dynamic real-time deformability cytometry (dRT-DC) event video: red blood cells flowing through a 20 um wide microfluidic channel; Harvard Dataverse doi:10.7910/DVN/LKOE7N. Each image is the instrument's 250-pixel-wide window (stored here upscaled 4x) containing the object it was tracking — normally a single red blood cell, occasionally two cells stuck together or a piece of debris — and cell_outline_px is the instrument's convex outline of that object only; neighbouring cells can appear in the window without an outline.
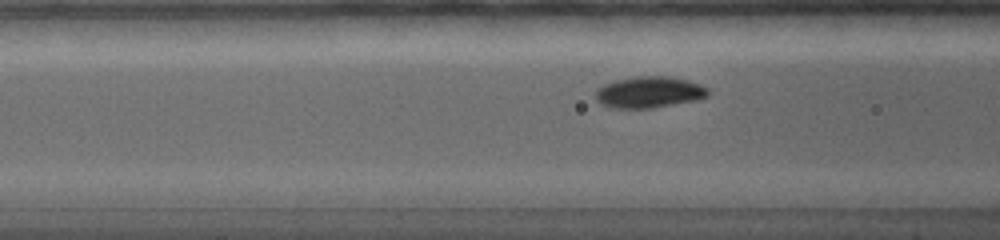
{"species": "common noctule bat (a hibernating species)", "species_latin": "Nyctalus noctula", "temperature_condition": "warm", "stored_images_in_passage": 29, "camera_frame_rate_fps": 5000, "um_per_image_px": 0.085, "animal": {"sex": "female", "body_mass_g": 19.0, "forearm_length_mm": 56.7}, "frame": {"image": 1, "passage_image": 9, "time_ms": 3.4, "image_size_px": [1000, 240], "cell_outline_px": [[708, 96], [692, 100], [652, 108], [616, 108], [600, 104], [596, 100], [596, 92], [604, 84], [616, 80], [636, 76], [668, 76], [688, 80], [700, 84], [708, 88]], "centroid_in_image_um": [55.17, 7.83], "position_along_channel_um": 111.4, "area_um2": 20.29}}
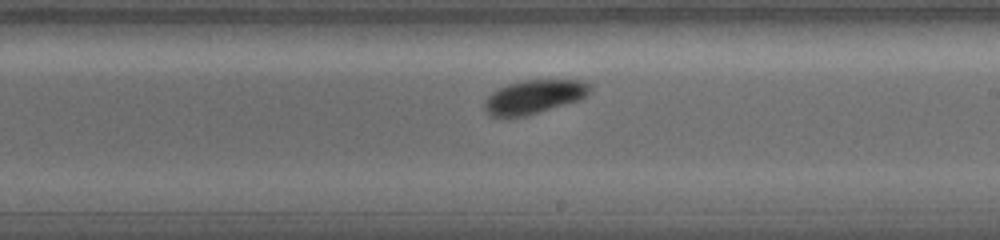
{"frame": {"image": 2, "passage_image": 17, "time_ms": 7.0, "image_size_px": [1000, 240], "cell_outline_px": [[592, 92], [576, 100], [524, 116], [492, 116], [484, 108], [484, 100], [492, 92], [508, 84], [524, 80], [584, 80], [592, 84]], "centroid_in_image_um": [45.42, 8.2], "position_along_channel_um": 243.6, "area_um2": 20.35}}
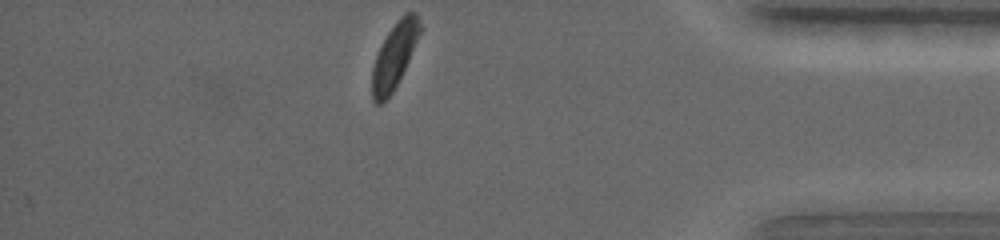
{"frame": {"image": 3, "passage_image": 29, "time_ms": 12.2, "image_size_px": [1000, 240], "cell_outline_px": [[424, 28], [392, 92], [380, 104], [376, 104], [372, 96], [372, 68], [376, 56], [388, 32], [396, 20], [404, 12], [416, 12]], "centroid_in_image_um": [33.56, 4.65], "position_along_channel_um": 401.6, "area_um2": 18.03}, "authors_computed_cell_mechanics": {"area_um2": 19.5364, "velocity_mm_per_s": 3.6828, "shape_relaxation_time_tau1_ms": 1.3936, "shape_relaxation_time_tau2_ms": null, "deformation_change_tau1": 0.1046, "deformation_change_tau2": null}}